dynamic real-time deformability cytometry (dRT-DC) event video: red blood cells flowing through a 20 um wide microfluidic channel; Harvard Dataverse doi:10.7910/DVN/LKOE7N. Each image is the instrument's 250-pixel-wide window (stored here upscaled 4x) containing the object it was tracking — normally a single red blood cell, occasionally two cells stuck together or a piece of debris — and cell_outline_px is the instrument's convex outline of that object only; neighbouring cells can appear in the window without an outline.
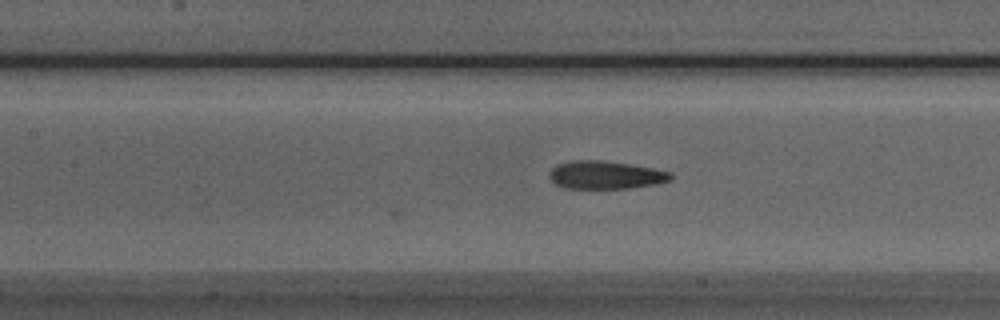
{"species": "Egyptian fruit bat (a non-hibernating species)", "species_latin": "Rousettus aegyptiacus", "temperature_condition": "room temperature", "stored_images_in_passage": 8, "camera_frame_rate_fps": 3000, "um_per_image_px": 0.085, "animal": {"sex": "male"}, "frame": {"image": 1, "passage_image": 8, "time_ms": 2.333, "image_size_px": [1000, 320], "cell_outline_px": [[672, 180], [656, 184], [628, 188], [564, 188], [556, 184], [548, 176], [548, 172], [556, 164], [572, 160], [600, 160], [628, 164], [652, 168], [672, 172]], "centroid_in_image_um": [51.45, 14.87], "position_along_channel_um": 156.0, "area_um2": 19.83}}